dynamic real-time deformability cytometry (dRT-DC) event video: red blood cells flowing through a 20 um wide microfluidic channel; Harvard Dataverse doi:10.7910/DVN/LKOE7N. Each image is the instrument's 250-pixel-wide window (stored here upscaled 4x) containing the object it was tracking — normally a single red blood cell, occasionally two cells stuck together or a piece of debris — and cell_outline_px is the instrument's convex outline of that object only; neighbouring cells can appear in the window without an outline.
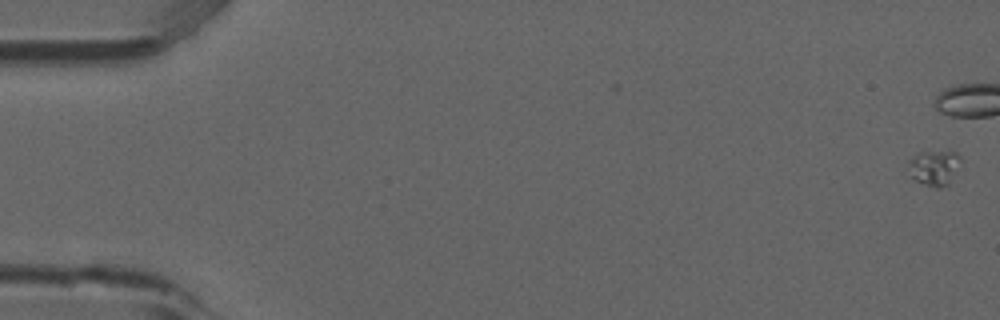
{"species": "common noctule bat (a hibernating species)", "species_latin": "Nyctalus noctula", "temperature_condition": "room temperature", "stored_images_in_passage": 54, "camera_frame_rate_fps": 3000, "um_per_image_px": 0.085, "animal": {"sex": "male", "forearm_length_mm": 52.5}, "frame": {"image": 1, "passage_image": 1, "time_ms": 0.0, "image_size_px": [1000, 320], "cell_outline_px": [[960, 156], [948, 184], [940, 188], [936, 188], [924, 184], [916, 180], [912, 176], [908, 164], [908, 160], [912, 156], [920, 152], [956, 152]], "centroid_in_image_um": [79.34, 14.25], "position_along_channel_um": 5.7, "area_um2": 10.17}}